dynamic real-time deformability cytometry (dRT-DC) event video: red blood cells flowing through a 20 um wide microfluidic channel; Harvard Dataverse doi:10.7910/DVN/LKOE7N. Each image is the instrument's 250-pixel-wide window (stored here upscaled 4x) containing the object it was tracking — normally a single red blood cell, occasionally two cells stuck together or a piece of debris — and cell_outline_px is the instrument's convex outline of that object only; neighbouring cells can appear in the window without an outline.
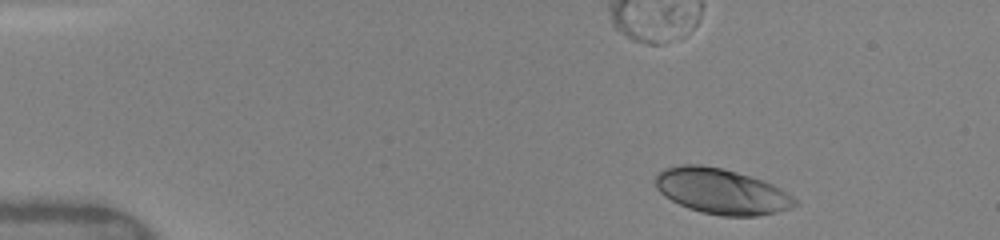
{"species": "human", "species_latin": "Homo sapiens", "temperature_condition": "warm", "stored_images_in_passage": 29, "camera_frame_rate_fps": 3000, "um_per_image_px": 0.085, "donor": {"sex": "female"}, "frame": {"image": 1, "passage_image": 1, "time_ms": 0.0, "image_size_px": [1000, 240], "cell_outline_px": [[800, 204], [776, 212], [756, 216], [720, 216], [700, 212], [688, 208], [664, 196], [656, 188], [656, 172], [664, 168], [680, 164], [700, 164], [720, 168], [736, 172], [772, 184], [780, 188], [792, 196]], "centroid_in_image_um": [61.29, 16.26], "position_along_channel_um": 23.7, "area_um2": 36.82}}
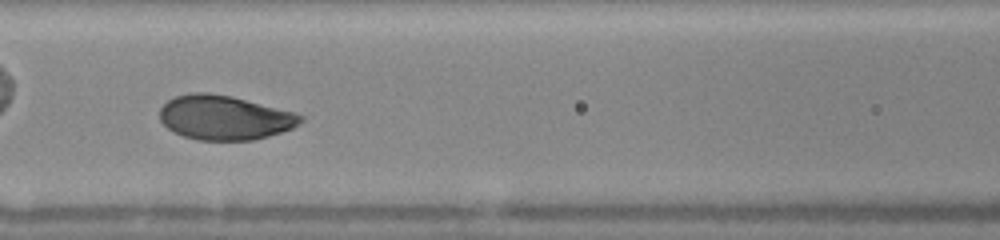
{"frame": {"image": 2, "passage_image": 9, "time_ms": 5.333, "image_size_px": [1000, 240], "cell_outline_px": [[304, 120], [300, 124], [292, 128], [268, 136], [252, 140], [200, 140], [184, 136], [168, 128], [160, 120], [160, 108], [168, 100], [176, 96], [188, 92], [208, 92], [232, 96], [296, 112], [304, 116]], "centroid_in_image_um": [19.11, 9.98], "position_along_channel_um": 147.5, "area_um2": 36.53}}
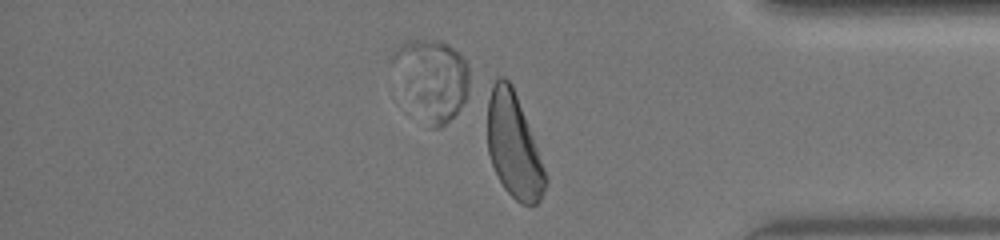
{"frame": {"image": 3, "passage_image": 23, "time_ms": 11.667, "image_size_px": [1000, 240], "cell_outline_px": [[548, 184], [540, 200], [536, 204], [520, 204], [504, 188], [492, 164], [488, 152], [488, 100], [492, 84], [500, 76], [504, 76], [512, 84], [548, 176]], "centroid_in_image_um": [43.68, 12.41], "position_along_channel_um": 391.5, "area_um2": 35.08}, "authors_computed_cell_mechanics": {"area_um2": 36.8186, "velocity_mm_per_s": 4.0785, "shape_relaxation_time_tau1_ms": 1.5463, "shape_relaxation_time_tau2_ms": null, "deformation_change_tau1": 0.1083, "deformation_change_tau2": null}}